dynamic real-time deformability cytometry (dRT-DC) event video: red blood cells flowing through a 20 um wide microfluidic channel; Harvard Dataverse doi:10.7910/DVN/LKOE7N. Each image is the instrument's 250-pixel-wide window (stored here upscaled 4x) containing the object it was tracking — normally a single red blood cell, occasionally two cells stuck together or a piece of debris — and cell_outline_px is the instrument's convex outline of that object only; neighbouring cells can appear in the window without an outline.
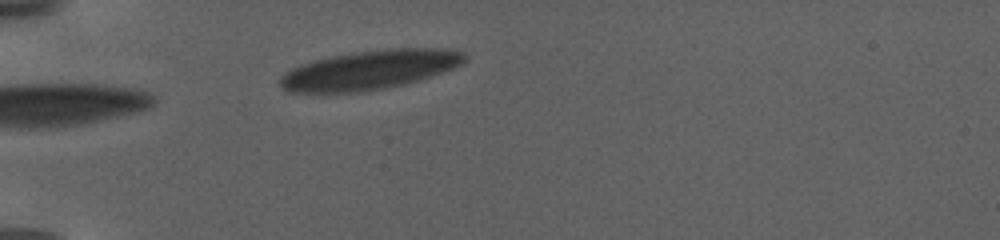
{"species": "human", "species_latin": "Homo sapiens", "temperature_condition": "warm", "stored_images_in_passage": 8, "camera_frame_rate_fps": 3000, "um_per_image_px": 0.085, "donor": {"sex": "female"}, "frame": {"image": 1, "passage_image": 1, "time_ms": 0.0, "image_size_px": [1000, 240], "cell_outline_px": [[468, 60], [452, 68], [404, 84], [384, 88], [360, 92], [288, 92], [280, 84], [280, 76], [292, 68], [300, 64], [332, 56], [356, 52], [388, 48], [448, 48], [464, 52], [468, 56]], "centroid_in_image_um": [31.45, 5.92], "position_along_channel_um": 53.6, "area_um2": 41.73}}
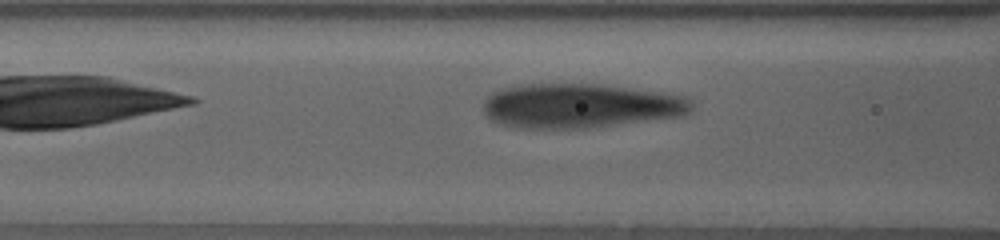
{"frame": {"image": 2, "passage_image": 5, "time_ms": 1.333, "image_size_px": [1000, 240], "cell_outline_px": [[692, 108], [684, 116], [588, 128], [516, 128], [500, 124], [492, 120], [488, 116], [484, 108], [484, 100], [492, 92], [500, 88], [520, 84], [604, 84], [688, 96], [692, 100]], "centroid_in_image_um": [49.34, 8.99], "position_along_channel_um": 117.3, "area_um2": 54.33}}